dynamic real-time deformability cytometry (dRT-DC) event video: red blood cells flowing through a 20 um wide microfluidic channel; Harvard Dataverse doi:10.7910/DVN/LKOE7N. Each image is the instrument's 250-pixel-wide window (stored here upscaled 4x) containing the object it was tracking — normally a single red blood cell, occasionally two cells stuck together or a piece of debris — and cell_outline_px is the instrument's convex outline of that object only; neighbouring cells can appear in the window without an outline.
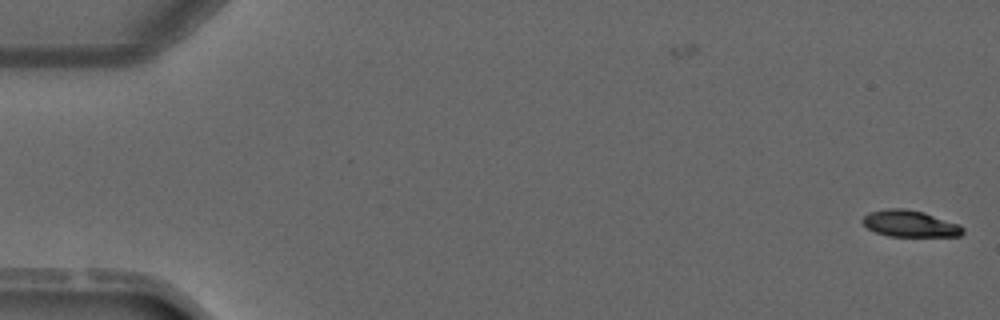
{"species": "common noctule bat (a hibernating species)", "species_latin": "Nyctalus noctula", "temperature_condition": "warm", "stored_images_in_passage": 2, "camera_frame_rate_fps": 3000, "um_per_image_px": 0.085, "animal": {"sex": "male", "forearm_length_mm": 52.5}, "frame": {"image": 1, "passage_image": 2, "time_ms": 1.0, "image_size_px": [1000, 320], "cell_outline_px": [[964, 232], [960, 236], [888, 236], [876, 232], [868, 228], [860, 220], [868, 212], [888, 208], [904, 208], [924, 212], [960, 224], [964, 228]], "centroid_in_image_um": [77.35, 19.0], "position_along_channel_um": 7.7, "area_um2": 15.61}}